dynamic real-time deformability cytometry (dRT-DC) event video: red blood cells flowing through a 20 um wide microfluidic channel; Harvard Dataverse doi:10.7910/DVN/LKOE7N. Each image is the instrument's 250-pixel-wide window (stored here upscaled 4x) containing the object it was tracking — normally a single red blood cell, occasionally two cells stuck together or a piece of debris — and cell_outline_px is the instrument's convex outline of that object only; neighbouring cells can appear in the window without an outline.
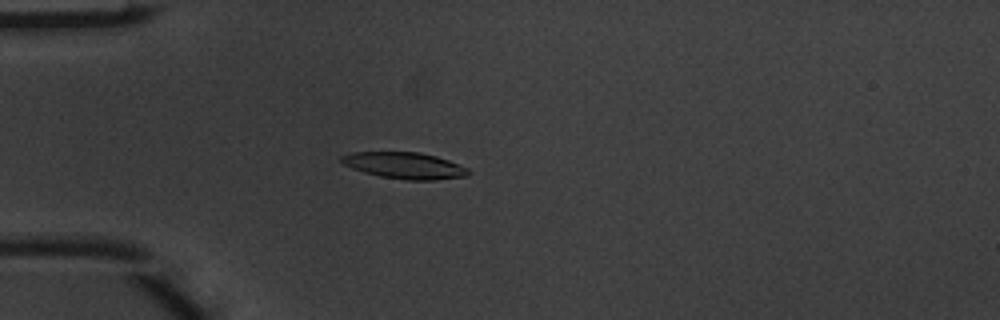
{"species": "common noctule bat (a hibernating species)", "species_latin": "Nyctalus noctula", "temperature_condition": "warm", "stored_images_in_passage": 5, "camera_frame_rate_fps": 3000, "um_per_image_px": 0.085, "animal": {"sex": "male", "body_mass_g": 20.1, "forearm_length_mm": 53.5}, "frame": {"image": 1, "passage_image": 4, "time_ms": 1.0, "image_size_px": [1000, 320], "cell_outline_px": [[472, 172], [468, 176], [436, 180], [404, 180], [380, 176], [364, 172], [352, 168], [344, 164], [340, 160], [340, 156], [352, 152], [416, 152], [436, 156], [448, 160], [468, 168]], "centroid_in_image_um": [34.41, 14.08], "position_along_channel_um": 50.6, "area_um2": 19.59}}